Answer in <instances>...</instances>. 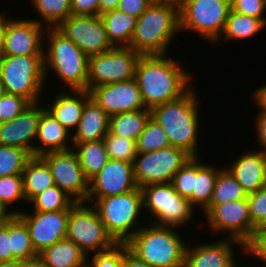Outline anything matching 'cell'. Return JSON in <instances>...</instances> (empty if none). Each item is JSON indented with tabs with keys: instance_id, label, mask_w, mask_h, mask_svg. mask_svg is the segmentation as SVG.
<instances>
[{
	"instance_id": "1",
	"label": "cell",
	"mask_w": 266,
	"mask_h": 267,
	"mask_svg": "<svg viewBox=\"0 0 266 267\" xmlns=\"http://www.w3.org/2000/svg\"><path fill=\"white\" fill-rule=\"evenodd\" d=\"M181 67L168 55H141L134 78L147 109L178 100L194 88L192 73Z\"/></svg>"
},
{
	"instance_id": "2",
	"label": "cell",
	"mask_w": 266,
	"mask_h": 267,
	"mask_svg": "<svg viewBox=\"0 0 266 267\" xmlns=\"http://www.w3.org/2000/svg\"><path fill=\"white\" fill-rule=\"evenodd\" d=\"M199 103L192 88L180 99L151 109V118L165 130L171 146L198 157Z\"/></svg>"
},
{
	"instance_id": "3",
	"label": "cell",
	"mask_w": 266,
	"mask_h": 267,
	"mask_svg": "<svg viewBox=\"0 0 266 267\" xmlns=\"http://www.w3.org/2000/svg\"><path fill=\"white\" fill-rule=\"evenodd\" d=\"M179 31V9L154 0L138 18L129 47L141 55H167Z\"/></svg>"
},
{
	"instance_id": "4",
	"label": "cell",
	"mask_w": 266,
	"mask_h": 267,
	"mask_svg": "<svg viewBox=\"0 0 266 267\" xmlns=\"http://www.w3.org/2000/svg\"><path fill=\"white\" fill-rule=\"evenodd\" d=\"M176 227L146 224L127 242L128 249L152 267H185L186 243Z\"/></svg>"
},
{
	"instance_id": "5",
	"label": "cell",
	"mask_w": 266,
	"mask_h": 267,
	"mask_svg": "<svg viewBox=\"0 0 266 267\" xmlns=\"http://www.w3.org/2000/svg\"><path fill=\"white\" fill-rule=\"evenodd\" d=\"M45 32L49 39L48 50L44 49L45 76L53 70L69 90H88V56L56 28Z\"/></svg>"
},
{
	"instance_id": "6",
	"label": "cell",
	"mask_w": 266,
	"mask_h": 267,
	"mask_svg": "<svg viewBox=\"0 0 266 267\" xmlns=\"http://www.w3.org/2000/svg\"><path fill=\"white\" fill-rule=\"evenodd\" d=\"M92 206L97 210L107 233L116 243H126L141 228L138 226V217L143 210L141 188L99 198Z\"/></svg>"
},
{
	"instance_id": "7",
	"label": "cell",
	"mask_w": 266,
	"mask_h": 267,
	"mask_svg": "<svg viewBox=\"0 0 266 267\" xmlns=\"http://www.w3.org/2000/svg\"><path fill=\"white\" fill-rule=\"evenodd\" d=\"M0 75L6 93L21 96L31 104L42 100L44 55L1 56Z\"/></svg>"
},
{
	"instance_id": "8",
	"label": "cell",
	"mask_w": 266,
	"mask_h": 267,
	"mask_svg": "<svg viewBox=\"0 0 266 267\" xmlns=\"http://www.w3.org/2000/svg\"><path fill=\"white\" fill-rule=\"evenodd\" d=\"M141 190L143 211L151 214L148 215L151 224L178 228L190 222L195 208L175 191L171 182L143 186ZM152 215L156 218L154 222Z\"/></svg>"
},
{
	"instance_id": "9",
	"label": "cell",
	"mask_w": 266,
	"mask_h": 267,
	"mask_svg": "<svg viewBox=\"0 0 266 267\" xmlns=\"http://www.w3.org/2000/svg\"><path fill=\"white\" fill-rule=\"evenodd\" d=\"M231 10V0H189L179 9L180 32L191 31L208 42L218 41Z\"/></svg>"
},
{
	"instance_id": "10",
	"label": "cell",
	"mask_w": 266,
	"mask_h": 267,
	"mask_svg": "<svg viewBox=\"0 0 266 267\" xmlns=\"http://www.w3.org/2000/svg\"><path fill=\"white\" fill-rule=\"evenodd\" d=\"M66 238L88 257V253L104 251L116 244L107 233L97 210L86 202H77L70 209Z\"/></svg>"
},
{
	"instance_id": "11",
	"label": "cell",
	"mask_w": 266,
	"mask_h": 267,
	"mask_svg": "<svg viewBox=\"0 0 266 267\" xmlns=\"http://www.w3.org/2000/svg\"><path fill=\"white\" fill-rule=\"evenodd\" d=\"M140 57L141 54L130 47H113L89 56L88 91L96 86L133 79Z\"/></svg>"
},
{
	"instance_id": "12",
	"label": "cell",
	"mask_w": 266,
	"mask_h": 267,
	"mask_svg": "<svg viewBox=\"0 0 266 267\" xmlns=\"http://www.w3.org/2000/svg\"><path fill=\"white\" fill-rule=\"evenodd\" d=\"M192 156L181 148L170 146L149 153H137L133 162L134 179L138 188L168 183Z\"/></svg>"
},
{
	"instance_id": "13",
	"label": "cell",
	"mask_w": 266,
	"mask_h": 267,
	"mask_svg": "<svg viewBox=\"0 0 266 267\" xmlns=\"http://www.w3.org/2000/svg\"><path fill=\"white\" fill-rule=\"evenodd\" d=\"M203 212L211 232H224L226 238L237 240L244 246L254 236L255 226L250 217L247 198L222 204H209Z\"/></svg>"
},
{
	"instance_id": "14",
	"label": "cell",
	"mask_w": 266,
	"mask_h": 267,
	"mask_svg": "<svg viewBox=\"0 0 266 267\" xmlns=\"http://www.w3.org/2000/svg\"><path fill=\"white\" fill-rule=\"evenodd\" d=\"M51 169L55 185L76 202H86L89 180L85 177L76 152L72 149L41 155Z\"/></svg>"
},
{
	"instance_id": "15",
	"label": "cell",
	"mask_w": 266,
	"mask_h": 267,
	"mask_svg": "<svg viewBox=\"0 0 266 267\" xmlns=\"http://www.w3.org/2000/svg\"><path fill=\"white\" fill-rule=\"evenodd\" d=\"M56 29L72 40L88 57L113 48L100 15H71Z\"/></svg>"
},
{
	"instance_id": "16",
	"label": "cell",
	"mask_w": 266,
	"mask_h": 267,
	"mask_svg": "<svg viewBox=\"0 0 266 267\" xmlns=\"http://www.w3.org/2000/svg\"><path fill=\"white\" fill-rule=\"evenodd\" d=\"M69 211H33V213L22 211L17 214L26 224L32 245L38 254L45 248L66 238Z\"/></svg>"
},
{
	"instance_id": "17",
	"label": "cell",
	"mask_w": 266,
	"mask_h": 267,
	"mask_svg": "<svg viewBox=\"0 0 266 267\" xmlns=\"http://www.w3.org/2000/svg\"><path fill=\"white\" fill-rule=\"evenodd\" d=\"M137 188L133 163L109 159L89 180L86 203L92 205L99 198L124 194Z\"/></svg>"
},
{
	"instance_id": "18",
	"label": "cell",
	"mask_w": 266,
	"mask_h": 267,
	"mask_svg": "<svg viewBox=\"0 0 266 267\" xmlns=\"http://www.w3.org/2000/svg\"><path fill=\"white\" fill-rule=\"evenodd\" d=\"M46 29L31 19L7 18L2 56L44 55Z\"/></svg>"
},
{
	"instance_id": "19",
	"label": "cell",
	"mask_w": 266,
	"mask_h": 267,
	"mask_svg": "<svg viewBox=\"0 0 266 267\" xmlns=\"http://www.w3.org/2000/svg\"><path fill=\"white\" fill-rule=\"evenodd\" d=\"M91 99L109 116L127 111L146 109L135 78L93 87Z\"/></svg>"
},
{
	"instance_id": "20",
	"label": "cell",
	"mask_w": 266,
	"mask_h": 267,
	"mask_svg": "<svg viewBox=\"0 0 266 267\" xmlns=\"http://www.w3.org/2000/svg\"><path fill=\"white\" fill-rule=\"evenodd\" d=\"M40 102L30 104L27 109L9 122L0 124V145L17 147L35 156V139L41 113L46 109Z\"/></svg>"
},
{
	"instance_id": "21",
	"label": "cell",
	"mask_w": 266,
	"mask_h": 267,
	"mask_svg": "<svg viewBox=\"0 0 266 267\" xmlns=\"http://www.w3.org/2000/svg\"><path fill=\"white\" fill-rule=\"evenodd\" d=\"M233 244L239 245L242 253L245 246L234 239L226 238L219 241L186 247L185 267H233L238 264L234 256Z\"/></svg>"
},
{
	"instance_id": "22",
	"label": "cell",
	"mask_w": 266,
	"mask_h": 267,
	"mask_svg": "<svg viewBox=\"0 0 266 267\" xmlns=\"http://www.w3.org/2000/svg\"><path fill=\"white\" fill-rule=\"evenodd\" d=\"M248 194L266 185V153L263 150H247L228 168Z\"/></svg>"
},
{
	"instance_id": "23",
	"label": "cell",
	"mask_w": 266,
	"mask_h": 267,
	"mask_svg": "<svg viewBox=\"0 0 266 267\" xmlns=\"http://www.w3.org/2000/svg\"><path fill=\"white\" fill-rule=\"evenodd\" d=\"M54 97L52 104L47 103L46 110L70 133L77 128L83 114L86 102L91 98L88 90H70V94L63 92ZM73 94V95H72Z\"/></svg>"
},
{
	"instance_id": "24",
	"label": "cell",
	"mask_w": 266,
	"mask_h": 267,
	"mask_svg": "<svg viewBox=\"0 0 266 267\" xmlns=\"http://www.w3.org/2000/svg\"><path fill=\"white\" fill-rule=\"evenodd\" d=\"M109 115L91 98L86 102L81 120L73 132L72 143L98 141L109 132Z\"/></svg>"
},
{
	"instance_id": "25",
	"label": "cell",
	"mask_w": 266,
	"mask_h": 267,
	"mask_svg": "<svg viewBox=\"0 0 266 267\" xmlns=\"http://www.w3.org/2000/svg\"><path fill=\"white\" fill-rule=\"evenodd\" d=\"M36 140L38 144H35V156H41L51 151H65L73 148L72 145H68V141L72 140L71 133H69L46 109L40 116L35 141Z\"/></svg>"
},
{
	"instance_id": "26",
	"label": "cell",
	"mask_w": 266,
	"mask_h": 267,
	"mask_svg": "<svg viewBox=\"0 0 266 267\" xmlns=\"http://www.w3.org/2000/svg\"><path fill=\"white\" fill-rule=\"evenodd\" d=\"M23 190L29 203L36 195L55 185L51 169L41 156H31L22 172Z\"/></svg>"
},
{
	"instance_id": "27",
	"label": "cell",
	"mask_w": 266,
	"mask_h": 267,
	"mask_svg": "<svg viewBox=\"0 0 266 267\" xmlns=\"http://www.w3.org/2000/svg\"><path fill=\"white\" fill-rule=\"evenodd\" d=\"M38 258L46 267H83L88 256L73 241L64 238L45 248Z\"/></svg>"
},
{
	"instance_id": "28",
	"label": "cell",
	"mask_w": 266,
	"mask_h": 267,
	"mask_svg": "<svg viewBox=\"0 0 266 267\" xmlns=\"http://www.w3.org/2000/svg\"><path fill=\"white\" fill-rule=\"evenodd\" d=\"M107 32V38L113 47H129L137 24V17L119 10L100 14Z\"/></svg>"
},
{
	"instance_id": "29",
	"label": "cell",
	"mask_w": 266,
	"mask_h": 267,
	"mask_svg": "<svg viewBox=\"0 0 266 267\" xmlns=\"http://www.w3.org/2000/svg\"><path fill=\"white\" fill-rule=\"evenodd\" d=\"M199 160L201 161L200 156L195 157V184L192 196L188 200L193 207L200 206L204 210L210 204L217 175L222 168L218 169Z\"/></svg>"
},
{
	"instance_id": "30",
	"label": "cell",
	"mask_w": 266,
	"mask_h": 267,
	"mask_svg": "<svg viewBox=\"0 0 266 267\" xmlns=\"http://www.w3.org/2000/svg\"><path fill=\"white\" fill-rule=\"evenodd\" d=\"M150 117L151 110L147 108L111 115L109 117V132L136 141Z\"/></svg>"
},
{
	"instance_id": "31",
	"label": "cell",
	"mask_w": 266,
	"mask_h": 267,
	"mask_svg": "<svg viewBox=\"0 0 266 267\" xmlns=\"http://www.w3.org/2000/svg\"><path fill=\"white\" fill-rule=\"evenodd\" d=\"M73 148L78 156L83 173L88 180L93 178L109 160L103 139L84 143H73Z\"/></svg>"
},
{
	"instance_id": "32",
	"label": "cell",
	"mask_w": 266,
	"mask_h": 267,
	"mask_svg": "<svg viewBox=\"0 0 266 267\" xmlns=\"http://www.w3.org/2000/svg\"><path fill=\"white\" fill-rule=\"evenodd\" d=\"M10 250L12 260L33 261L39 257L32 245L26 224L17 215L10 218Z\"/></svg>"
},
{
	"instance_id": "33",
	"label": "cell",
	"mask_w": 266,
	"mask_h": 267,
	"mask_svg": "<svg viewBox=\"0 0 266 267\" xmlns=\"http://www.w3.org/2000/svg\"><path fill=\"white\" fill-rule=\"evenodd\" d=\"M266 24L258 18L230 10L225 28L218 40L224 41L249 38L261 31Z\"/></svg>"
},
{
	"instance_id": "34",
	"label": "cell",
	"mask_w": 266,
	"mask_h": 267,
	"mask_svg": "<svg viewBox=\"0 0 266 267\" xmlns=\"http://www.w3.org/2000/svg\"><path fill=\"white\" fill-rule=\"evenodd\" d=\"M32 8L40 19H31L45 24L46 28H57L64 20L72 15L71 0H30ZM42 20V21H41ZM43 22V23H42Z\"/></svg>"
},
{
	"instance_id": "35",
	"label": "cell",
	"mask_w": 266,
	"mask_h": 267,
	"mask_svg": "<svg viewBox=\"0 0 266 267\" xmlns=\"http://www.w3.org/2000/svg\"><path fill=\"white\" fill-rule=\"evenodd\" d=\"M247 198V193L225 167L218 172L210 204H222Z\"/></svg>"
},
{
	"instance_id": "36",
	"label": "cell",
	"mask_w": 266,
	"mask_h": 267,
	"mask_svg": "<svg viewBox=\"0 0 266 267\" xmlns=\"http://www.w3.org/2000/svg\"><path fill=\"white\" fill-rule=\"evenodd\" d=\"M29 203L34 205L33 211L49 212L70 210L77 202L58 186L54 185L36 195Z\"/></svg>"
},
{
	"instance_id": "37",
	"label": "cell",
	"mask_w": 266,
	"mask_h": 267,
	"mask_svg": "<svg viewBox=\"0 0 266 267\" xmlns=\"http://www.w3.org/2000/svg\"><path fill=\"white\" fill-rule=\"evenodd\" d=\"M170 146L171 144L163 127L150 117L144 130L136 140L137 153L154 152Z\"/></svg>"
},
{
	"instance_id": "38",
	"label": "cell",
	"mask_w": 266,
	"mask_h": 267,
	"mask_svg": "<svg viewBox=\"0 0 266 267\" xmlns=\"http://www.w3.org/2000/svg\"><path fill=\"white\" fill-rule=\"evenodd\" d=\"M31 155L24 149L0 145V177L22 175Z\"/></svg>"
},
{
	"instance_id": "39",
	"label": "cell",
	"mask_w": 266,
	"mask_h": 267,
	"mask_svg": "<svg viewBox=\"0 0 266 267\" xmlns=\"http://www.w3.org/2000/svg\"><path fill=\"white\" fill-rule=\"evenodd\" d=\"M109 159L134 162L137 155L136 141L116 136L108 132L103 138Z\"/></svg>"
},
{
	"instance_id": "40",
	"label": "cell",
	"mask_w": 266,
	"mask_h": 267,
	"mask_svg": "<svg viewBox=\"0 0 266 267\" xmlns=\"http://www.w3.org/2000/svg\"><path fill=\"white\" fill-rule=\"evenodd\" d=\"M171 184L181 197L189 199L192 196L195 184V157H191L188 162L176 172L172 178Z\"/></svg>"
},
{
	"instance_id": "41",
	"label": "cell",
	"mask_w": 266,
	"mask_h": 267,
	"mask_svg": "<svg viewBox=\"0 0 266 267\" xmlns=\"http://www.w3.org/2000/svg\"><path fill=\"white\" fill-rule=\"evenodd\" d=\"M0 200L7 209L17 200H26L22 175L0 177Z\"/></svg>"
},
{
	"instance_id": "42",
	"label": "cell",
	"mask_w": 266,
	"mask_h": 267,
	"mask_svg": "<svg viewBox=\"0 0 266 267\" xmlns=\"http://www.w3.org/2000/svg\"><path fill=\"white\" fill-rule=\"evenodd\" d=\"M252 223L256 231H266V185L247 195Z\"/></svg>"
},
{
	"instance_id": "43",
	"label": "cell",
	"mask_w": 266,
	"mask_h": 267,
	"mask_svg": "<svg viewBox=\"0 0 266 267\" xmlns=\"http://www.w3.org/2000/svg\"><path fill=\"white\" fill-rule=\"evenodd\" d=\"M30 104L27 99L21 96L5 93L0 98V124L14 119Z\"/></svg>"
},
{
	"instance_id": "44",
	"label": "cell",
	"mask_w": 266,
	"mask_h": 267,
	"mask_svg": "<svg viewBox=\"0 0 266 267\" xmlns=\"http://www.w3.org/2000/svg\"><path fill=\"white\" fill-rule=\"evenodd\" d=\"M123 243H116L111 248L94 253L87 258L90 267H122Z\"/></svg>"
},
{
	"instance_id": "45",
	"label": "cell",
	"mask_w": 266,
	"mask_h": 267,
	"mask_svg": "<svg viewBox=\"0 0 266 267\" xmlns=\"http://www.w3.org/2000/svg\"><path fill=\"white\" fill-rule=\"evenodd\" d=\"M231 10L261 19L266 24V18L263 16L266 10V0H231Z\"/></svg>"
},
{
	"instance_id": "46",
	"label": "cell",
	"mask_w": 266,
	"mask_h": 267,
	"mask_svg": "<svg viewBox=\"0 0 266 267\" xmlns=\"http://www.w3.org/2000/svg\"><path fill=\"white\" fill-rule=\"evenodd\" d=\"M245 252L247 255L255 256L266 266V231H256L251 241L245 246Z\"/></svg>"
},
{
	"instance_id": "47",
	"label": "cell",
	"mask_w": 266,
	"mask_h": 267,
	"mask_svg": "<svg viewBox=\"0 0 266 267\" xmlns=\"http://www.w3.org/2000/svg\"><path fill=\"white\" fill-rule=\"evenodd\" d=\"M72 15H100V0H71Z\"/></svg>"
},
{
	"instance_id": "48",
	"label": "cell",
	"mask_w": 266,
	"mask_h": 267,
	"mask_svg": "<svg viewBox=\"0 0 266 267\" xmlns=\"http://www.w3.org/2000/svg\"><path fill=\"white\" fill-rule=\"evenodd\" d=\"M154 0H120L118 9L139 18Z\"/></svg>"
},
{
	"instance_id": "49",
	"label": "cell",
	"mask_w": 266,
	"mask_h": 267,
	"mask_svg": "<svg viewBox=\"0 0 266 267\" xmlns=\"http://www.w3.org/2000/svg\"><path fill=\"white\" fill-rule=\"evenodd\" d=\"M10 219L0 223V261H11Z\"/></svg>"
},
{
	"instance_id": "50",
	"label": "cell",
	"mask_w": 266,
	"mask_h": 267,
	"mask_svg": "<svg viewBox=\"0 0 266 267\" xmlns=\"http://www.w3.org/2000/svg\"><path fill=\"white\" fill-rule=\"evenodd\" d=\"M255 131L257 136L258 144L263 151L266 150V111H260L256 116Z\"/></svg>"
},
{
	"instance_id": "51",
	"label": "cell",
	"mask_w": 266,
	"mask_h": 267,
	"mask_svg": "<svg viewBox=\"0 0 266 267\" xmlns=\"http://www.w3.org/2000/svg\"><path fill=\"white\" fill-rule=\"evenodd\" d=\"M122 267H152L147 262L140 260L133 254L126 243H123Z\"/></svg>"
},
{
	"instance_id": "52",
	"label": "cell",
	"mask_w": 266,
	"mask_h": 267,
	"mask_svg": "<svg viewBox=\"0 0 266 267\" xmlns=\"http://www.w3.org/2000/svg\"><path fill=\"white\" fill-rule=\"evenodd\" d=\"M252 97H254L255 104L259 107V110L266 111V85L256 89Z\"/></svg>"
},
{
	"instance_id": "53",
	"label": "cell",
	"mask_w": 266,
	"mask_h": 267,
	"mask_svg": "<svg viewBox=\"0 0 266 267\" xmlns=\"http://www.w3.org/2000/svg\"><path fill=\"white\" fill-rule=\"evenodd\" d=\"M12 209H10V211L7 209V207L2 203V201L0 200V223L9 220L13 215H17L18 213H20L22 210H14L11 211Z\"/></svg>"
},
{
	"instance_id": "54",
	"label": "cell",
	"mask_w": 266,
	"mask_h": 267,
	"mask_svg": "<svg viewBox=\"0 0 266 267\" xmlns=\"http://www.w3.org/2000/svg\"><path fill=\"white\" fill-rule=\"evenodd\" d=\"M120 0H100V14L118 8Z\"/></svg>"
},
{
	"instance_id": "55",
	"label": "cell",
	"mask_w": 266,
	"mask_h": 267,
	"mask_svg": "<svg viewBox=\"0 0 266 267\" xmlns=\"http://www.w3.org/2000/svg\"><path fill=\"white\" fill-rule=\"evenodd\" d=\"M7 25V18L3 14L0 15V57L2 56V50L4 46V35Z\"/></svg>"
},
{
	"instance_id": "56",
	"label": "cell",
	"mask_w": 266,
	"mask_h": 267,
	"mask_svg": "<svg viewBox=\"0 0 266 267\" xmlns=\"http://www.w3.org/2000/svg\"><path fill=\"white\" fill-rule=\"evenodd\" d=\"M0 267H28V261H23V260L0 261Z\"/></svg>"
},
{
	"instance_id": "57",
	"label": "cell",
	"mask_w": 266,
	"mask_h": 267,
	"mask_svg": "<svg viewBox=\"0 0 266 267\" xmlns=\"http://www.w3.org/2000/svg\"><path fill=\"white\" fill-rule=\"evenodd\" d=\"M164 3L175 6L178 9H181L189 0H161Z\"/></svg>"
},
{
	"instance_id": "58",
	"label": "cell",
	"mask_w": 266,
	"mask_h": 267,
	"mask_svg": "<svg viewBox=\"0 0 266 267\" xmlns=\"http://www.w3.org/2000/svg\"><path fill=\"white\" fill-rule=\"evenodd\" d=\"M28 267H46V266L38 258L33 261H28Z\"/></svg>"
},
{
	"instance_id": "59",
	"label": "cell",
	"mask_w": 266,
	"mask_h": 267,
	"mask_svg": "<svg viewBox=\"0 0 266 267\" xmlns=\"http://www.w3.org/2000/svg\"><path fill=\"white\" fill-rule=\"evenodd\" d=\"M6 93L5 88H4V84L2 82V78L0 75V98Z\"/></svg>"
},
{
	"instance_id": "60",
	"label": "cell",
	"mask_w": 266,
	"mask_h": 267,
	"mask_svg": "<svg viewBox=\"0 0 266 267\" xmlns=\"http://www.w3.org/2000/svg\"><path fill=\"white\" fill-rule=\"evenodd\" d=\"M83 267H90V266L88 265V263H86Z\"/></svg>"
}]
</instances>
